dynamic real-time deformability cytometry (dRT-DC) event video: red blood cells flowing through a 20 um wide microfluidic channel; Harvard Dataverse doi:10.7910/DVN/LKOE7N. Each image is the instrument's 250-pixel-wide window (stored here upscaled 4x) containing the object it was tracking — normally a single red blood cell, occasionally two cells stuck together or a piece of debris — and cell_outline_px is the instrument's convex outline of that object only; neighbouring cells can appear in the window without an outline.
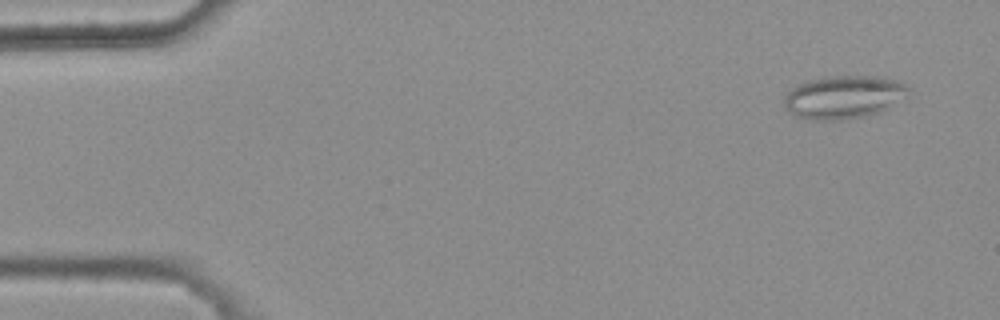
{"species": "common noctule bat (a hibernating species)", "species_latin": "Nyctalus noctula", "temperature_condition": "warm", "stored_images_in_passage": 9, "camera_frame_rate_fps": 3000, "um_per_image_px": 0.085, "animal": {"sex": "female", "body_mass_g": 25.1}, "frame": {"image": 1, "passage_image": 1, "time_ms": 0.0, "image_size_px": [1000, 320], "cell_outline_px": [[912, 88], [888, 108], [880, 112], [864, 116], [840, 120], [808, 120], [796, 116], [788, 112], [784, 108], [784, 96], [792, 88], [808, 80], [824, 76], [884, 76], [896, 80]], "centroid_in_image_um": [71.67, 8.25], "position_along_channel_um": 13.3, "area_um2": 31.27}}
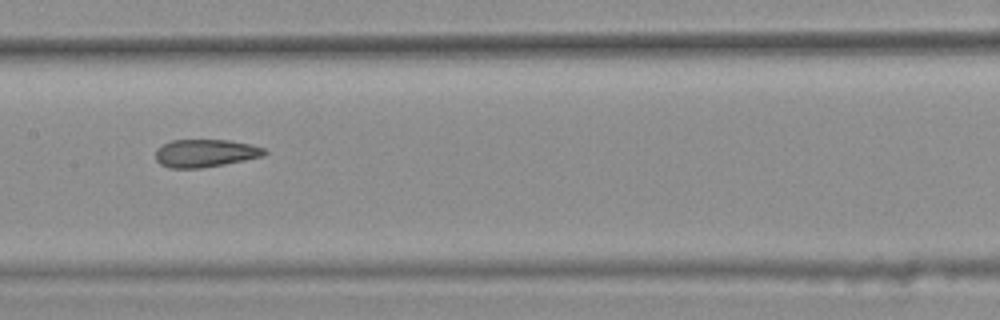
{"frame": {"image": 2, "passage_image": 7, "time_ms": 2.0, "image_size_px": [1000, 320], "cell_outline_px": [[268, 152], [264, 156], [224, 164], [200, 168], [168, 168], [160, 164], [156, 160], [156, 148], [172, 140], [228, 140], [252, 144], [264, 148]], "centroid_in_image_um": [17.46, 13.02], "position_along_channel_um": 189.9, "area_um2": 17.69}}
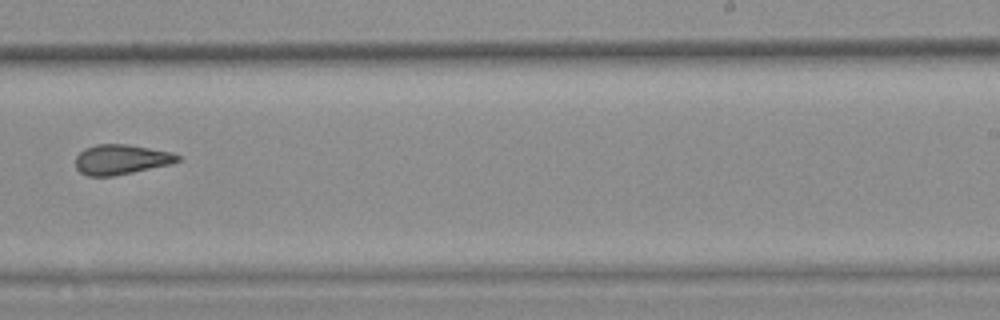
{"frame": {"image": 3, "passage_image": 9, "time_ms": 2.667, "image_size_px": [1000, 320], "cell_outline_px": [[180, 160], [172, 164], [112, 176], [88, 176], [80, 172], [76, 168], [76, 156], [84, 148], [96, 144], [128, 144], [172, 152], [180, 156]], "centroid_in_image_um": [10.29, 13.55], "position_along_channel_um": 278.7, "area_um2": 17.86}}